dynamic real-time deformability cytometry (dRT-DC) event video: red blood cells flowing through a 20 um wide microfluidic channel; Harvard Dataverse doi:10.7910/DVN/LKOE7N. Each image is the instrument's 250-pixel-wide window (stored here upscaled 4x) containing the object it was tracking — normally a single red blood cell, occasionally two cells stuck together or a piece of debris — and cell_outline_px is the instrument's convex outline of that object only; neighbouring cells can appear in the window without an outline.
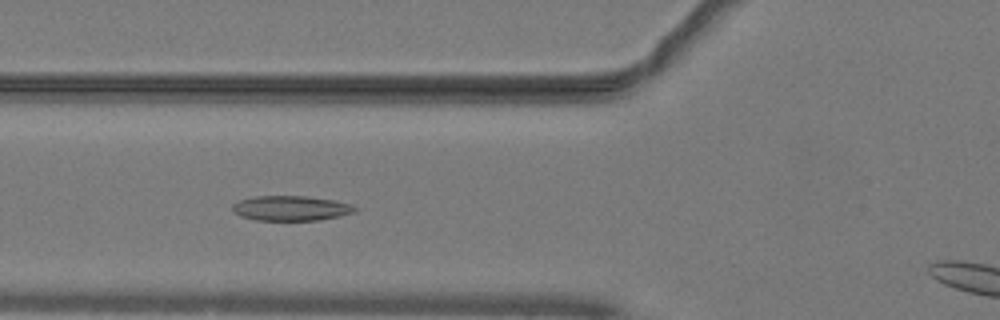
{"species": "common noctule bat (a hibernating species)", "species_latin": "Nyctalus noctula", "temperature_condition": "warm", "stored_images_in_passage": 38, "camera_frame_rate_fps": 3000, "um_per_image_px": 0.085, "animal": {"sex": "male", "body_mass_g": 19.2, "forearm_length_mm": 51.8}, "frame": {"image": 1, "passage_image": 12, "time_ms": 3.667, "image_size_px": [1000, 320], "cell_outline_px": [[356, 212], [340, 216], [316, 220], [256, 220], [240, 216], [232, 212], [232, 204], [240, 200], [256, 196], [308, 196], [332, 200], [352, 204], [356, 208]], "centroid_in_image_um": [24.71, 17.7], "position_along_channel_um": 101.1, "area_um2": 17.8}}
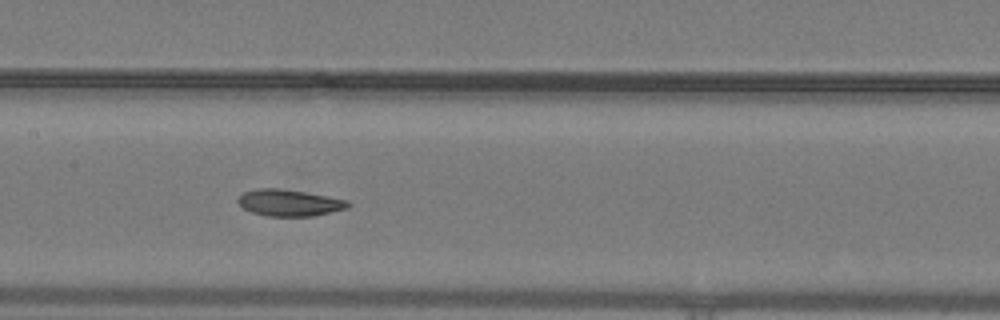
{"frame": {"image": 2, "passage_image": 18, "time_ms": 5.667, "image_size_px": [1000, 320], "cell_outline_px": [[352, 204], [348, 208], [332, 212], [312, 216], [268, 216], [252, 212], [244, 208], [236, 200], [244, 192], [256, 188], [280, 188], [328, 196], [348, 200]], "centroid_in_image_um": [24.62, 17.23], "position_along_channel_um": 182.8, "area_um2": 17.05}}
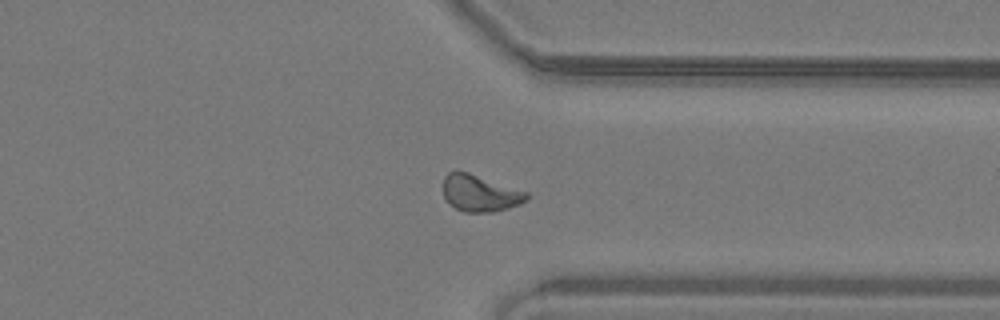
{"frame": {"image": 3, "passage_image": 32, "time_ms": 10.333, "image_size_px": [1000, 320], "cell_outline_px": [[528, 200], [520, 204], [508, 208], [492, 212], [464, 212], [456, 208], [444, 196], [444, 176], [448, 172], [468, 172], [528, 192]], "centroid_in_image_um": [40.83, 16.43], "position_along_channel_um": 370.6, "area_um2": 17.57}}